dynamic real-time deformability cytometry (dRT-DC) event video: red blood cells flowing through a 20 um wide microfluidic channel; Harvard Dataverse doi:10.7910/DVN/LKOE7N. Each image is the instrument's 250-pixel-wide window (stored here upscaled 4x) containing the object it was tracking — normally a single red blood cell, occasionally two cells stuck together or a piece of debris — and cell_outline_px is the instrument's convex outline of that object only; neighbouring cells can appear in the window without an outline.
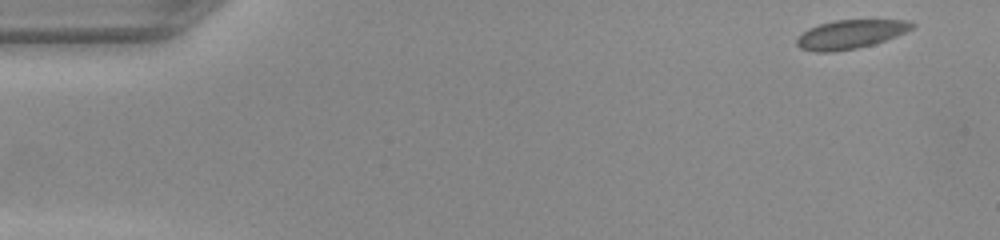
{"species": "common noctule bat (a hibernating species)", "species_latin": "Nyctalus noctula", "temperature_condition": "warm", "stored_images_in_passage": 48, "camera_frame_rate_fps": 3000, "um_per_image_px": 0.085, "animal": {"sex": "female", "body_mass_g": 22.0, "forearm_length_mm": 56.7}, "frame": {"image": 1, "passage_image": 1, "time_ms": 0.0, "image_size_px": [1000, 240], "cell_outline_px": [[916, 24], [912, 28], [896, 36], [872, 44], [856, 48], [832, 52], [816, 52], [800, 48], [796, 44], [796, 40], [808, 28], [820, 24], [836, 20], [908, 20]], "centroid_in_image_um": [72.27, 2.91], "position_along_channel_um": 12.7, "area_um2": 19.07}}
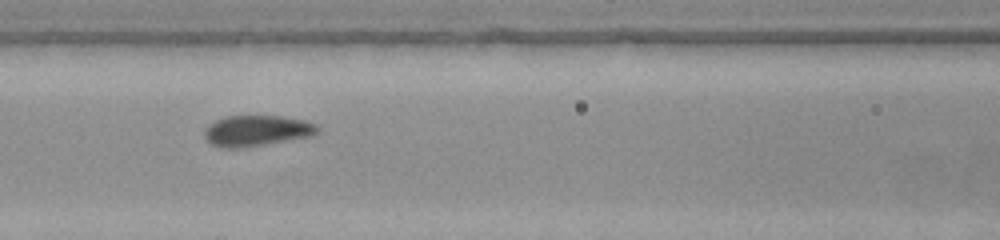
{"frame": {"image": 2, "passage_image": 20, "time_ms": 6.333, "image_size_px": [1000, 240], "cell_outline_px": [[320, 132], [312, 136], [244, 148], [220, 148], [212, 144], [204, 136], [204, 128], [208, 124], [216, 120], [228, 116], [280, 116], [304, 120], [316, 124], [320, 128]], "centroid_in_image_um": [21.83, 11.12], "position_along_channel_um": 144.8, "area_um2": 20.52}}
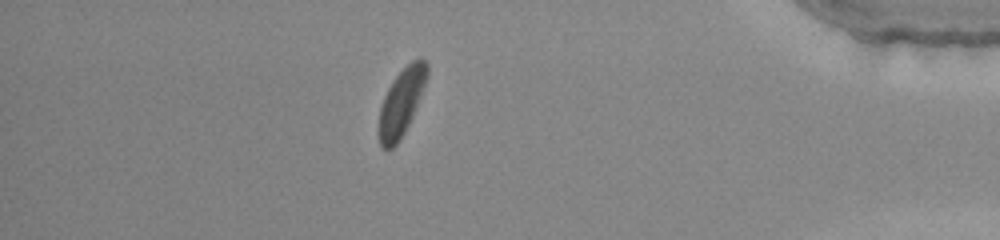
{"frame": {"image": 3, "passage_image": 42, "time_ms": 13.667, "image_size_px": [1000, 240], "cell_outline_px": [[428, 76], [412, 116], [400, 140], [392, 148], [384, 148], [380, 144], [380, 108], [384, 96], [392, 80], [412, 60], [420, 56], [428, 64]], "centroid_in_image_um": [34.14, 8.63], "position_along_channel_um": 401.1, "area_um2": 18.32}}